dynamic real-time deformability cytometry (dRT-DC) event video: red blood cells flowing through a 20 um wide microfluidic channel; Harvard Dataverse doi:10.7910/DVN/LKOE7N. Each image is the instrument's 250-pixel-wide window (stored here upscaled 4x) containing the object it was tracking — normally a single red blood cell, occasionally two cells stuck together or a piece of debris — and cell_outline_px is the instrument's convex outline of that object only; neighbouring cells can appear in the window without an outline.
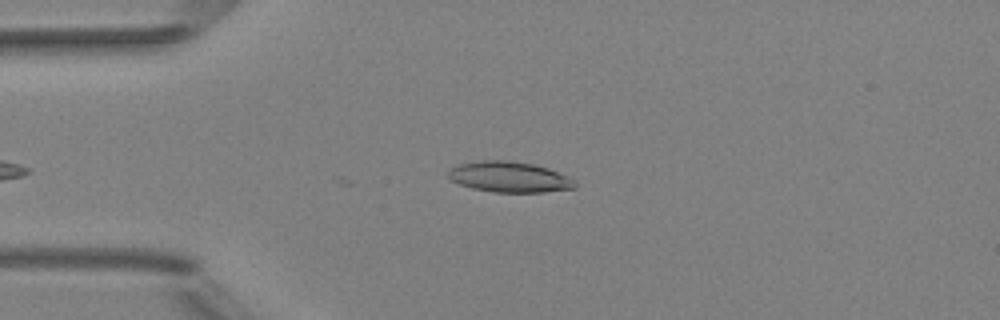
{"species": "Egyptian fruit bat (a non-hibernating species)", "species_latin": "Rousettus aegyptiacus", "temperature_condition": "room temperature", "stored_images_in_passage": 4, "camera_frame_rate_fps": 3000, "um_per_image_px": 0.085, "animal": {"sex": "female"}, "frame": {"image": 1, "passage_image": 1, "time_ms": 0.0, "image_size_px": [1000, 320], "cell_outline_px": [[576, 188], [544, 192], [496, 192], [472, 188], [460, 184], [452, 180], [448, 176], [448, 172], [452, 168], [460, 164], [480, 160], [508, 160], [532, 164], [548, 168], [572, 180], [576, 184]], "centroid_in_image_um": [43.27, 15.04], "position_along_channel_um": 41.7, "area_um2": 22.25}}
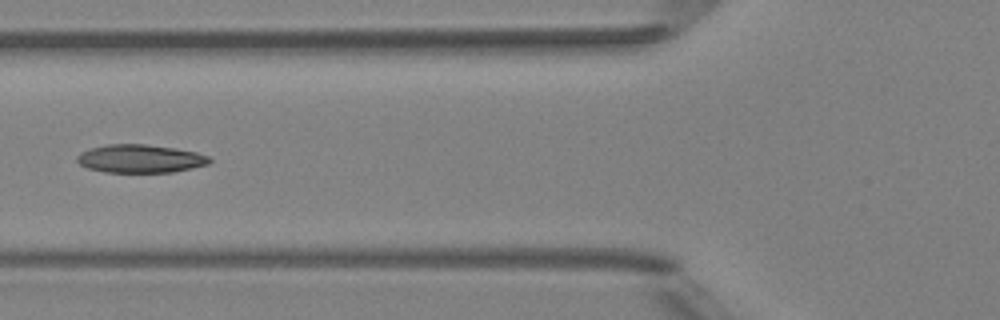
{"frame": {"image": 2, "passage_image": 3, "time_ms": 2.333, "image_size_px": [1000, 320], "cell_outline_px": [[212, 160], [208, 164], [192, 168], [172, 172], [104, 172], [88, 168], [80, 164], [76, 160], [76, 156], [80, 152], [88, 148], [108, 144], [144, 144], [176, 148], [196, 152], [208, 156]], "centroid_in_image_um": [11.89, 13.48], "position_along_channel_um": 113.9, "area_um2": 21.85}}
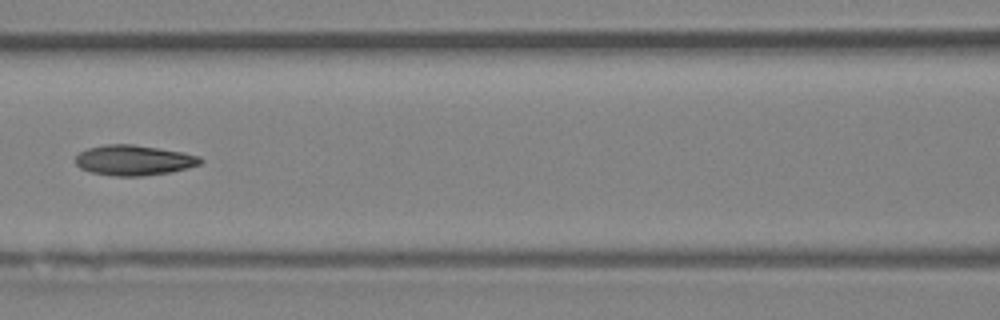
{"frame": {"image": 3, "passage_image": 4, "time_ms": 3.333, "image_size_px": [1000, 320], "cell_outline_px": [[204, 160], [200, 164], [188, 168], [172, 172], [140, 176], [116, 176], [92, 172], [80, 168], [76, 164], [76, 156], [80, 152], [88, 148], [104, 144], [132, 144], [160, 148], [184, 152], [200, 156]], "centroid_in_image_um": [11.41, 13.61], "position_along_channel_um": 155.2, "area_um2": 22.14}}